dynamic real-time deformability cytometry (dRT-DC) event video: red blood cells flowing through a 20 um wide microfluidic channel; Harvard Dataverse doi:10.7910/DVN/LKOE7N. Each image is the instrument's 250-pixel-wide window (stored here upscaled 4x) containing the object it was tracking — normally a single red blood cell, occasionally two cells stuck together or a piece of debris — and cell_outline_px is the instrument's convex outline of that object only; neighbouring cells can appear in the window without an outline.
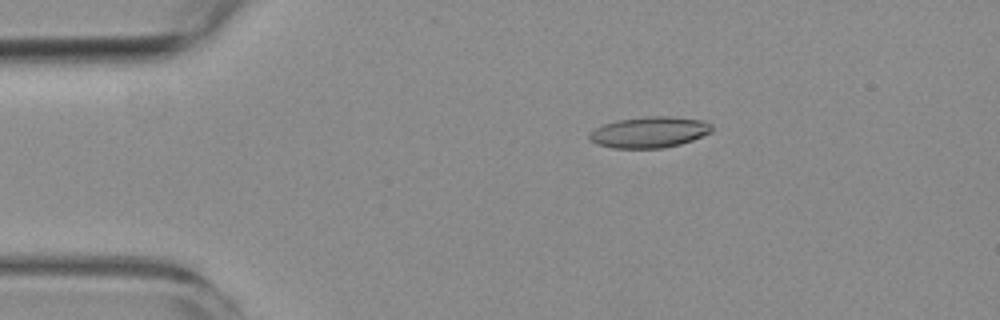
{"species": "common noctule bat (a hibernating species)", "species_latin": "Nyctalus noctula", "temperature_condition": "room temperature", "stored_images_in_passage": 3, "camera_frame_rate_fps": 3000, "um_per_image_px": 0.085, "animal": {"sex": "female", "body_mass_g": 19.3, "forearm_length_mm": 54.1}, "frame": {"image": 1, "passage_image": 2, "time_ms": 2.0, "image_size_px": [1000, 320], "cell_outline_px": [[712, 132], [692, 140], [680, 144], [664, 148], [612, 148], [596, 144], [588, 136], [588, 132], [604, 124], [620, 120], [648, 116], [668, 116], [700, 120], [712, 124]], "centroid_in_image_um": [55.19, 11.24], "position_along_channel_um": 29.8, "area_um2": 22.02}}